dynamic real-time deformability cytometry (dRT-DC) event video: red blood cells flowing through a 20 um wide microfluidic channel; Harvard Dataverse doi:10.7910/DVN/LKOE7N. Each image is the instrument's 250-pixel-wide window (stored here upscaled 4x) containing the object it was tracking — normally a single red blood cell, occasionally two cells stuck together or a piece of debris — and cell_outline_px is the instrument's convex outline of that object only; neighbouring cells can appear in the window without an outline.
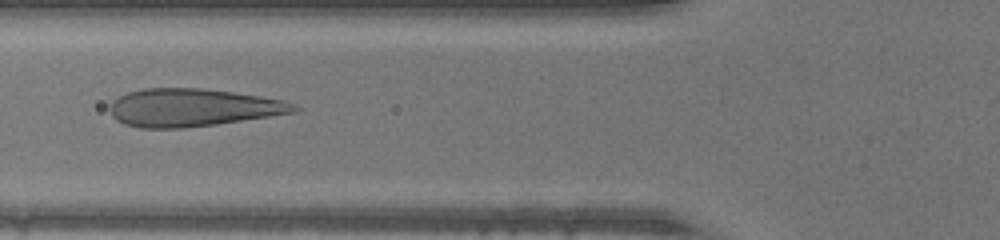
{"species": "human", "species_latin": "Homo sapiens", "temperature_condition": "warm", "stored_images_in_passage": 47, "camera_frame_rate_fps": 3000, "um_per_image_px": 0.085, "donor": {"sex": "male"}, "frame": {"image": 1, "passage_image": 17, "time_ms": 5.333, "image_size_px": [1000, 240], "cell_outline_px": [[300, 108], [296, 112], [216, 124], [184, 128], [140, 128], [124, 124], [116, 120], [112, 116], [108, 108], [112, 100], [128, 92], [144, 88], [200, 88], [232, 92], [260, 96], [284, 100], [296, 104]], "centroid_in_image_um": [16.35, 9.14], "position_along_channel_um": 109.5, "area_um2": 40.63}}
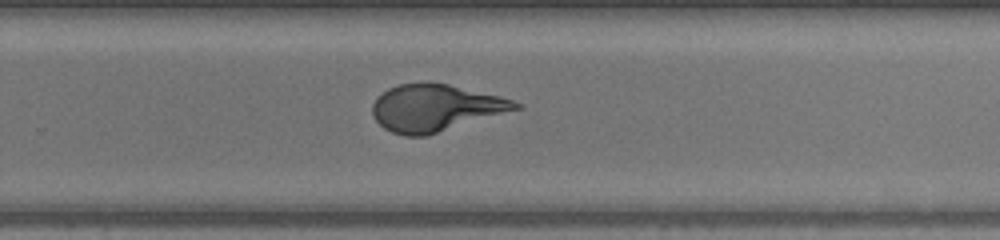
{"frame": {"image": 2, "passage_image": 30, "time_ms": 9.667, "image_size_px": [1000, 240], "cell_outline_px": [[520, 108], [428, 136], [404, 136], [392, 132], [384, 128], [372, 116], [372, 104], [376, 96], [388, 88], [400, 84], [428, 80], [448, 84], [500, 96], [512, 100], [520, 104]], "centroid_in_image_um": [36.95, 9.15], "position_along_channel_um": 292.9, "area_um2": 39.42}}
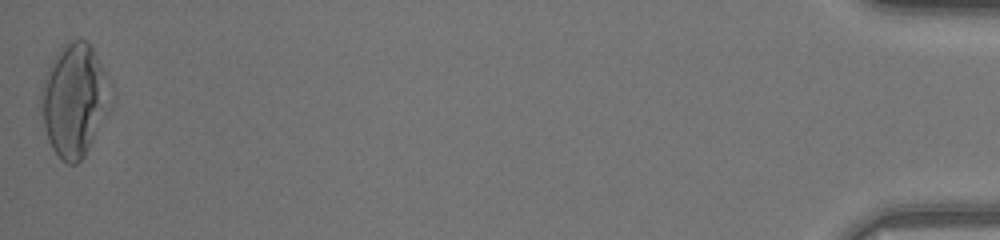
{"frame": {"image": 3, "passage_image": 47, "time_ms": 15.333, "image_size_px": [1000, 240], "cell_outline_px": [[112, 108], [108, 116], [84, 156], [76, 164], [68, 164], [60, 160], [52, 148], [48, 140], [44, 128], [40, 100], [44, 84], [52, 60], [60, 48], [64, 44], [72, 40], [88, 40], [104, 72], [112, 104]], "centroid_in_image_um": [6.33, 8.57], "position_along_channel_um": 428.9, "area_um2": 45.26}}